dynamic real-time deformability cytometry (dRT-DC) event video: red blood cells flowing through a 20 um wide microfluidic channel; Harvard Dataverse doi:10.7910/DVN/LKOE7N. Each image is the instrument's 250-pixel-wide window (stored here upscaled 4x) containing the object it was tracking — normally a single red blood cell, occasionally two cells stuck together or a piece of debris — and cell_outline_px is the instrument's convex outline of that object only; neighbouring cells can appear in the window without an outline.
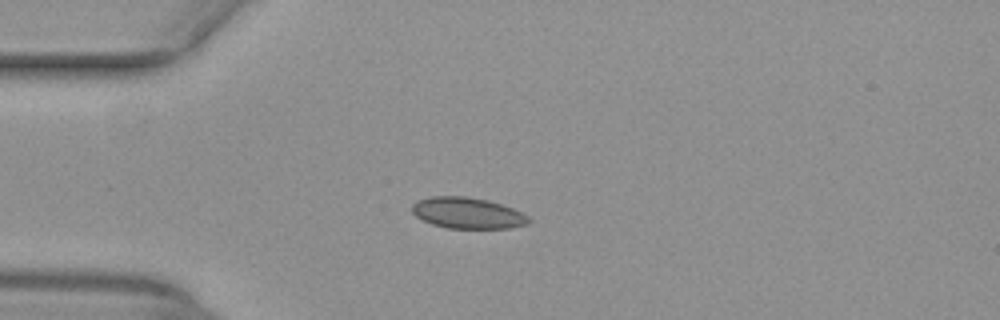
{"species": "common noctule bat (a hibernating species)", "species_latin": "Nyctalus noctula", "temperature_condition": "warm", "stored_images_in_passage": 39, "camera_frame_rate_fps": 3000, "um_per_image_px": 0.085, "animal": {"sex": "female", "body_mass_g": 29.2, "forearm_length_mm": 56.3}, "frame": {"image": 1, "passage_image": 1, "time_ms": 0.0, "image_size_px": [1000, 320], "cell_outline_px": [[532, 220], [528, 224], [512, 228], [448, 228], [432, 224], [416, 216], [412, 212], [412, 204], [416, 200], [428, 196], [468, 196], [488, 200], [512, 208], [528, 216]], "centroid_in_image_um": [39.73, 18.1], "position_along_channel_um": 45.3, "area_um2": 21.27}}
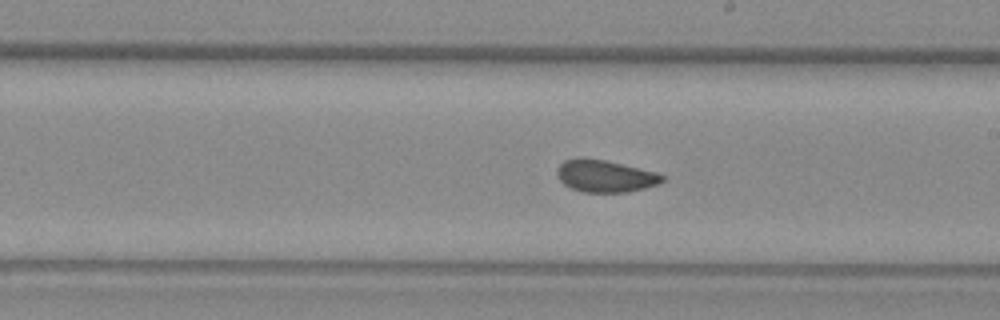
{"frame": {"image": 2, "passage_image": 17, "time_ms": 5.333, "image_size_px": [1000, 320], "cell_outline_px": [[664, 180], [660, 184], [628, 192], [584, 192], [572, 188], [564, 184], [556, 176], [556, 168], [564, 160], [580, 156], [604, 160], [656, 172], [664, 176]], "centroid_in_image_um": [51.4, 14.95], "position_along_channel_um": 237.6, "area_um2": 19.83}}
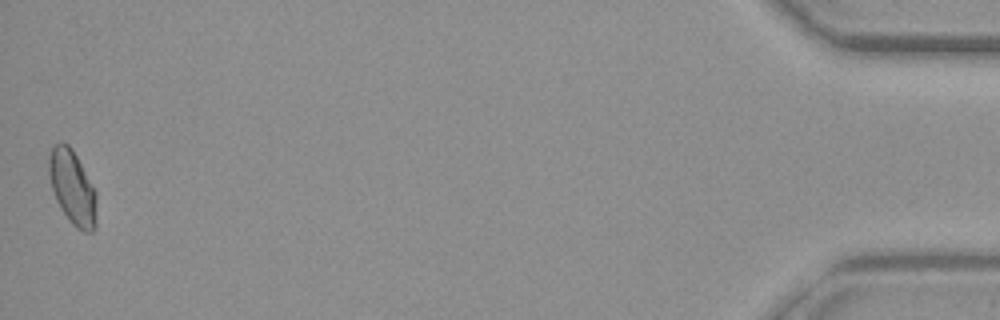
{"frame": {"image": 3, "passage_image": 39, "time_ms": 12.667, "image_size_px": [1000, 320], "cell_outline_px": [[96, 228], [92, 232], [84, 232], [76, 228], [72, 224], [60, 208], [56, 200], [52, 188], [48, 172], [48, 156], [52, 144], [60, 140], [68, 144], [72, 148], [96, 192]], "centroid_in_image_um": [6.14, 15.91], "position_along_channel_um": 429.1, "area_um2": 20.87}, "authors_computed_cell_mechanics": {"area_um2": 19.8254, "velocity_mm_per_s": 3.9718, "shape_relaxation_time_tau1_ms": null, "shape_relaxation_time_tau2_ms": 1.3454, "deformation_change_tau1": null, "deformation_change_tau2": 0.0499}}